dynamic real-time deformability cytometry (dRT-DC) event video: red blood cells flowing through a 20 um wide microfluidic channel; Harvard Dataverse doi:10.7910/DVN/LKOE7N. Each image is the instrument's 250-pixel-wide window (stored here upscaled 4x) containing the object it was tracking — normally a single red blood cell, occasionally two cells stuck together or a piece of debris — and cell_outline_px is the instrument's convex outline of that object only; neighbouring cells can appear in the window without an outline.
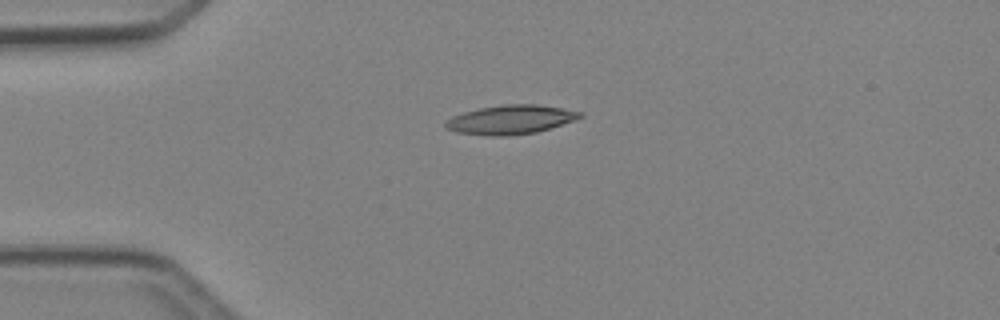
{"species": "Egyptian fruit bat (a non-hibernating species)", "species_latin": "Rousettus aegyptiacus", "temperature_condition": "cold", "stored_images_in_passage": 7, "camera_frame_rate_fps": 3000, "um_per_image_px": 0.085, "animal": {"sex": "female"}, "frame": {"image": 1, "passage_image": 4, "time_ms": 3.667, "image_size_px": [1000, 320], "cell_outline_px": [[584, 116], [576, 120], [536, 132], [508, 136], [488, 136], [456, 132], [444, 128], [444, 124], [452, 116], [464, 112], [480, 108], [504, 104], [536, 104], [564, 108], [580, 112]], "centroid_in_image_um": [43.39, 10.17], "position_along_channel_um": 41.6, "area_um2": 22.83}}
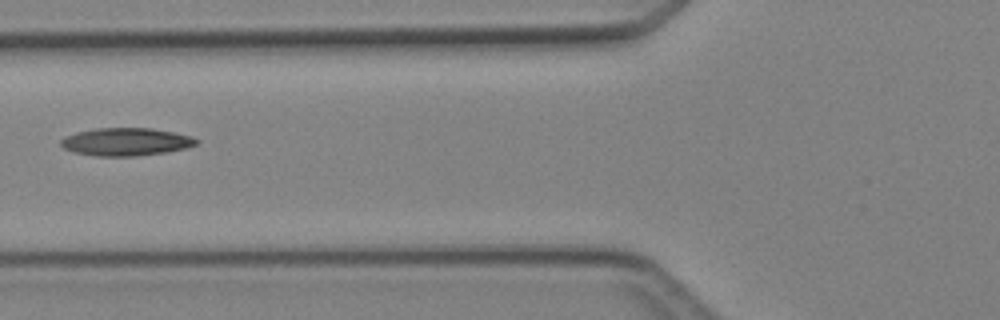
{"frame": {"image": 2, "passage_image": 6, "time_ms": 6.0, "image_size_px": [1000, 320], "cell_outline_px": [[200, 140], [196, 144], [184, 148], [164, 152], [136, 156], [96, 156], [76, 152], [64, 148], [60, 144], [60, 140], [64, 136], [76, 132], [96, 128], [152, 128], [192, 136]], "centroid_in_image_um": [10.69, 12.04], "position_along_channel_um": 115.1, "area_um2": 21.85}}
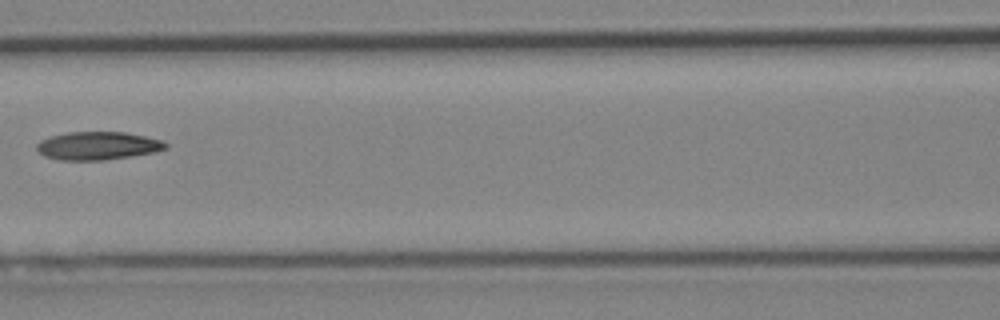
{"frame": {"image": 3, "passage_image": 7, "time_ms": 7.0, "image_size_px": [1000, 320], "cell_outline_px": [[168, 148], [156, 152], [132, 156], [104, 160], [60, 160], [44, 156], [36, 148], [36, 144], [40, 140], [52, 136], [68, 132], [124, 132], [164, 140], [168, 144]], "centroid_in_image_um": [8.34, 12.39], "position_along_channel_um": 158.3, "area_um2": 21.21}}